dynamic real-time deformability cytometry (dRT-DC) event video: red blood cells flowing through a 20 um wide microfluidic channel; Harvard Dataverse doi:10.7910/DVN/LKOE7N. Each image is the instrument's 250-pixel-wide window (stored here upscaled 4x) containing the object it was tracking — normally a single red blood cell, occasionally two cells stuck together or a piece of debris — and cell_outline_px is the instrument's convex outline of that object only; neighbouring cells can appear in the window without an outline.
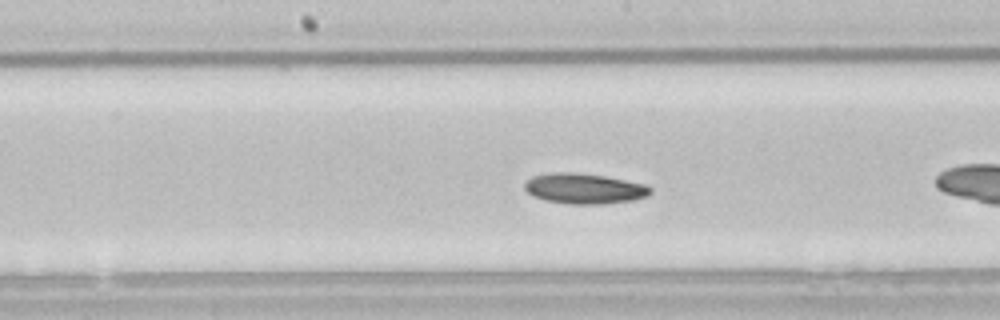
{"species": "common noctule bat (a hibernating species)", "species_latin": "Nyctalus noctula", "temperature_condition": "room temperature", "stored_images_in_passage": 39, "camera_frame_rate_fps": 3000, "um_per_image_px": 0.085, "animal": {"sex": "male", "body_mass_g": 21.5, "forearm_length_mm": 52.0}, "frame": {"image": 1, "passage_image": 12, "time_ms": 3.667, "image_size_px": [1000, 320], "cell_outline_px": [[652, 192], [648, 196], [632, 200], [604, 204], [568, 204], [544, 200], [532, 196], [524, 188], [524, 184], [532, 176], [552, 172], [576, 172], [604, 176], [648, 184], [652, 188]], "centroid_in_image_um": [49.68, 16.03], "position_along_channel_um": 198.5, "area_um2": 22.54}, "authors_computed_cell_mechanics": {"area_um2": 21.8484, "velocity_mm_per_s": 3.8311, "shape_relaxation_time_tau1_ms": 2.2777, "shape_relaxation_time_tau2_ms": null, "deformation_change_tau1": 0.0552, "deformation_change_tau2": null}}